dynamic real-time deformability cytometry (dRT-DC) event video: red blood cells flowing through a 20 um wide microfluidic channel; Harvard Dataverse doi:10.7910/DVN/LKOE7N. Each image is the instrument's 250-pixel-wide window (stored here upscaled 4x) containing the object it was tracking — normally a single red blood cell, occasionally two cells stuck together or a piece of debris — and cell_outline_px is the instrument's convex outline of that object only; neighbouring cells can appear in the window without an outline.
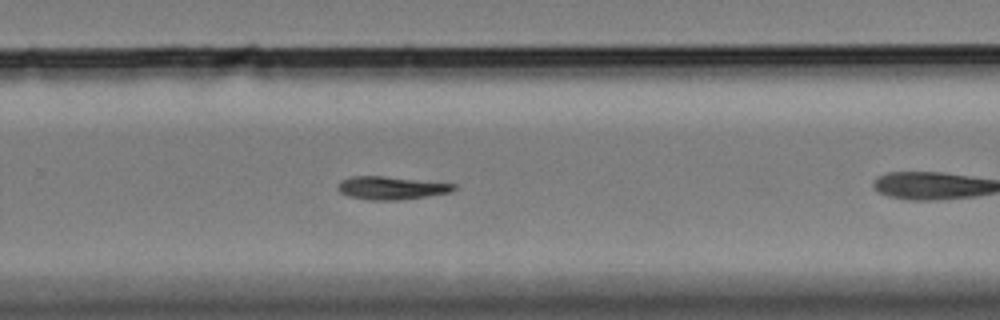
{"species": "Egyptian fruit bat (a non-hibernating species)", "species_latin": "Rousettus aegyptiacus", "temperature_condition": "cold", "stored_images_in_passage": 40, "camera_frame_rate_fps": 3000, "um_per_image_px": 0.085, "animal": {"sex": "female"}, "frame": {"image": 1, "passage_image": 19, "time_ms": 6.0, "image_size_px": [1000, 320], "cell_outline_px": [[456, 188], [452, 192], [428, 196], [400, 200], [368, 200], [348, 196], [340, 192], [336, 188], [336, 184], [340, 180], [352, 176], [384, 176], [456, 184]], "centroid_in_image_um": [33.22, 15.98], "position_along_channel_um": 296.6, "area_um2": 15.72}}